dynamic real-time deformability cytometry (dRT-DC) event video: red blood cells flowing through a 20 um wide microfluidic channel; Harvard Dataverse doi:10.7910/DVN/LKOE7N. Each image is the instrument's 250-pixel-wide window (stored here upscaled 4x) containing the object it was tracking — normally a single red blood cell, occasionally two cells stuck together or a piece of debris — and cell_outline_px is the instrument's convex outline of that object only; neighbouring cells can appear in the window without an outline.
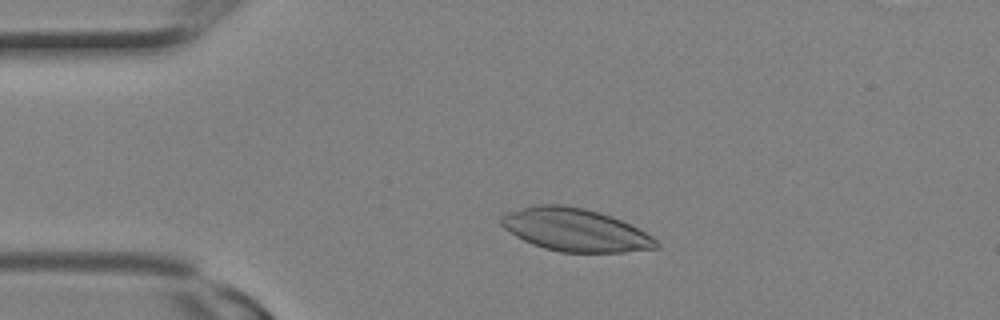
{"species": "Egyptian fruit bat (a non-hibernating species)", "species_latin": "Rousettus aegyptiacus", "temperature_condition": "room temperature", "stored_images_in_passage": 6, "camera_frame_rate_fps": 3000, "um_per_image_px": 0.085, "animal": {"sex": "female"}, "frame": {"image": 1, "passage_image": 3, "time_ms": 0.667, "image_size_px": [1000, 320], "cell_outline_px": [[660, 248], [624, 252], [560, 252], [544, 248], [532, 244], [516, 236], [504, 228], [500, 224], [500, 216], [504, 212], [536, 204], [564, 204], [584, 208], [600, 212], [612, 216], [652, 236], [660, 244]], "centroid_in_image_um": [48.86, 19.53], "position_along_channel_um": 36.1, "area_um2": 38.84}}